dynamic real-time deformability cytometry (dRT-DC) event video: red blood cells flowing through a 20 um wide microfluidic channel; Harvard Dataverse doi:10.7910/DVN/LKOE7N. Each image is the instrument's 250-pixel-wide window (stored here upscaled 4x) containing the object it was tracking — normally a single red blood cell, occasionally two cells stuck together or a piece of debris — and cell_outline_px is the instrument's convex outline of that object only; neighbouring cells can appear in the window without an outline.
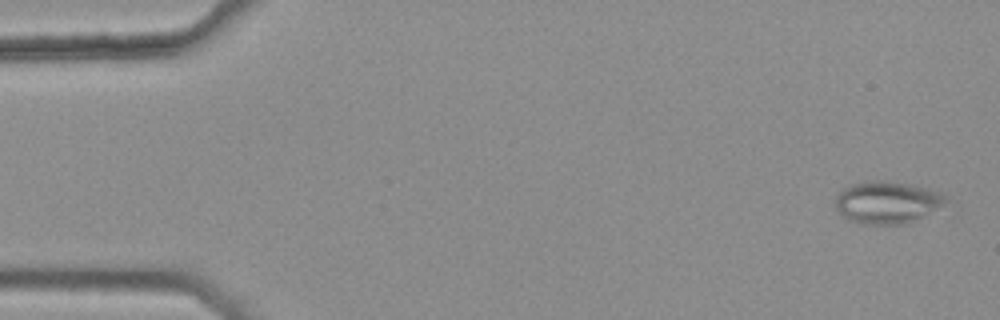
{"species": "common noctule bat (a hibernating species)", "species_latin": "Nyctalus noctula", "temperature_condition": "warm", "stored_images_in_passage": 5, "camera_frame_rate_fps": 3000, "um_per_image_px": 0.085, "animal": {"sex": "female", "body_mass_g": 25.1}, "frame": {"image": 1, "passage_image": 1, "time_ms": 0.0, "image_size_px": [1000, 320], "cell_outline_px": [[948, 196], [944, 200], [928, 212], [908, 224], [864, 224], [852, 220], [844, 216], [840, 212], [836, 204], [836, 196], [844, 188], [852, 184], [868, 180], [888, 180], [928, 188], [940, 192]], "centroid_in_image_um": [75.36, 17.17], "position_along_channel_um": 9.6, "area_um2": 26.53}}